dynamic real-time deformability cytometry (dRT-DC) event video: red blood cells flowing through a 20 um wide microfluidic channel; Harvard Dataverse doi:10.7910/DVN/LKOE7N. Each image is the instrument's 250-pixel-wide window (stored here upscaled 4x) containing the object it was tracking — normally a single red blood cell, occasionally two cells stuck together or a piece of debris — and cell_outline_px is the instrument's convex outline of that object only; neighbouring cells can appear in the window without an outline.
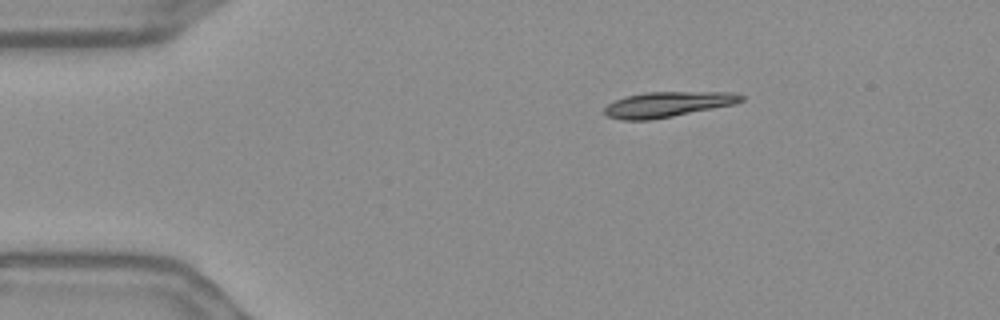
{"species": "Egyptian fruit bat (a non-hibernating species)", "species_latin": "Rousettus aegyptiacus", "temperature_condition": "warm", "stored_images_in_passage": 47, "camera_frame_rate_fps": 3000, "um_per_image_px": 0.085, "frame": {"image": 1, "passage_image": 1, "time_ms": 0.0, "image_size_px": [1000, 320], "cell_outline_px": [[744, 100], [736, 104], [652, 120], [620, 120], [608, 116], [604, 112], [604, 108], [608, 104], [624, 96], [648, 92], [732, 92], [744, 96]], "centroid_in_image_um": [56.76, 8.87], "position_along_channel_um": 28.2, "area_um2": 20.23}}
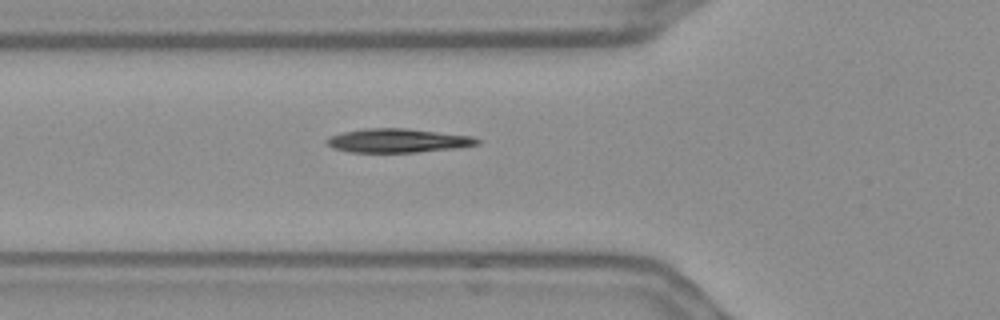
{"frame": {"image": 2, "passage_image": 11, "time_ms": 3.333, "image_size_px": [1000, 320], "cell_outline_px": [[480, 144], [460, 148], [416, 152], [352, 152], [332, 148], [324, 144], [324, 140], [328, 136], [344, 132], [364, 128], [408, 128], [472, 136], [480, 140]], "centroid_in_image_um": [33.8, 11.95], "position_along_channel_um": 92.0, "area_um2": 21.21}}
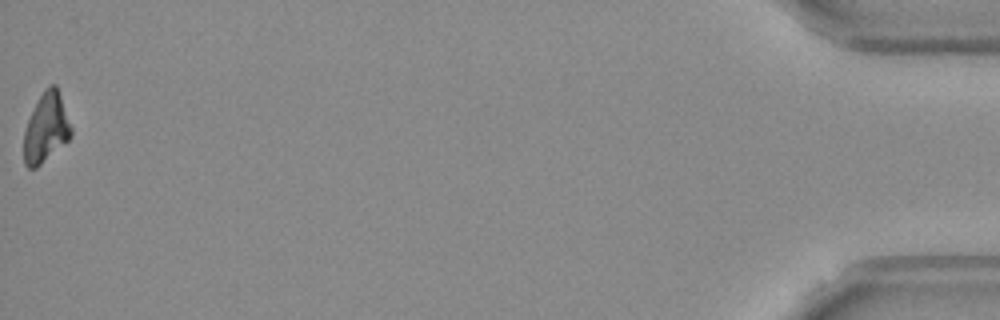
{"frame": {"image": 3, "passage_image": 47, "time_ms": 15.333, "image_size_px": [1000, 320], "cell_outline_px": [[72, 136], [68, 140], [36, 168], [28, 168], [24, 164], [24, 132], [28, 120], [44, 88], [48, 84], [56, 84], [72, 128]], "centroid_in_image_um": [3.92, 10.87], "position_along_channel_um": 431.3, "area_um2": 18.84}, "authors_computed_cell_mechanics": {"area_um2": 20.4612, "velocity_mm_per_s": 3.6546, "shape_relaxation_time_tau1_ms": null, "shape_relaxation_time_tau2_ms": 6.0122, "deformation_change_tau1": null, "deformation_change_tau2": 0.1133}}